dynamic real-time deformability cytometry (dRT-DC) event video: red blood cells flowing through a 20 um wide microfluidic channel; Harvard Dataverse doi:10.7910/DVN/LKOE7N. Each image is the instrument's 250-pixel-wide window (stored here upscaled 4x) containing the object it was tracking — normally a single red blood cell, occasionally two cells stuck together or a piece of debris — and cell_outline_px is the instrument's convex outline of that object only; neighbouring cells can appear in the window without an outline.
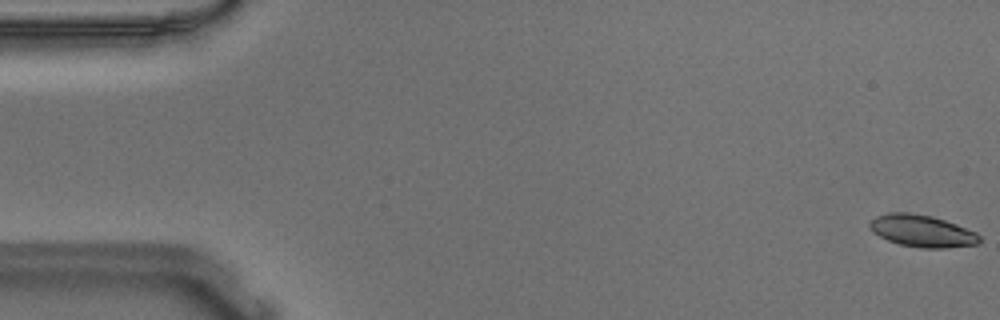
{"species": "Egyptian fruit bat (a non-hibernating species)", "species_latin": "Rousettus aegyptiacus", "temperature_condition": "warm", "stored_images_in_passage": 57, "segment_of_instrument_passage": [1, 2], "camera_frame_rate_fps": 3000, "um_per_image_px": 0.085, "animal": {"sex": "male"}, "frame": {"image": 1, "passage_image": 1, "time_ms": 0.0, "image_size_px": [1000, 320], "cell_outline_px": [[980, 244], [948, 248], [920, 248], [900, 244], [888, 240], [872, 232], [868, 228], [868, 224], [876, 216], [892, 212], [908, 212], [932, 216], [956, 224], [976, 232], [980, 236]], "centroid_in_image_um": [78.38, 19.64], "position_along_channel_um": 6.6, "area_um2": 20.58}}
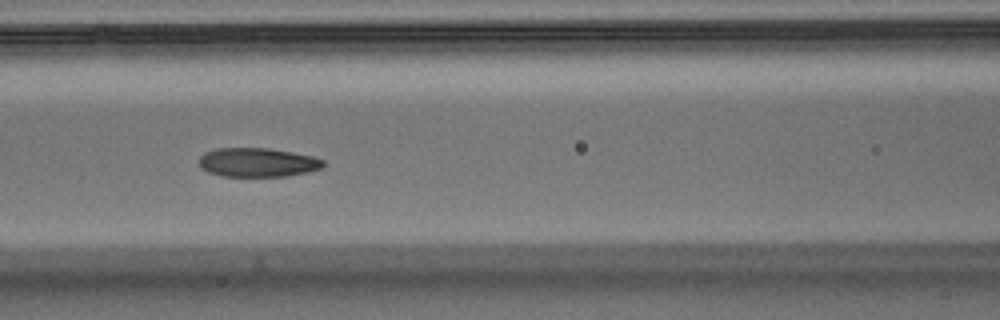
{"frame": {"image": 2, "passage_image": 24, "time_ms": 7.667, "image_size_px": [1000, 320], "cell_outline_px": [[324, 168], [308, 172], [288, 176], [220, 176], [208, 172], [200, 168], [200, 156], [204, 152], [216, 148], [268, 148], [292, 152], [312, 156], [324, 160]], "centroid_in_image_um": [21.9, 13.8], "position_along_channel_um": 144.7, "area_um2": 21.15}}
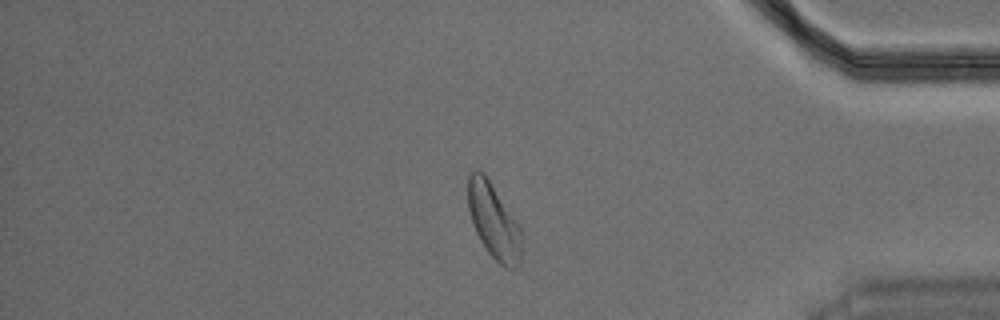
{"frame": {"image": 3, "passage_image": 47, "time_ms": 15.333, "image_size_px": [1000, 320], "cell_outline_px": [[524, 252], [520, 264], [516, 268], [504, 268], [488, 252], [480, 240], [476, 232], [468, 208], [468, 172], [472, 168], [476, 168], [484, 172], [520, 224], [524, 232]], "centroid_in_image_um": [42.04, 18.8], "position_along_channel_um": 393.2, "area_um2": 24.51}}